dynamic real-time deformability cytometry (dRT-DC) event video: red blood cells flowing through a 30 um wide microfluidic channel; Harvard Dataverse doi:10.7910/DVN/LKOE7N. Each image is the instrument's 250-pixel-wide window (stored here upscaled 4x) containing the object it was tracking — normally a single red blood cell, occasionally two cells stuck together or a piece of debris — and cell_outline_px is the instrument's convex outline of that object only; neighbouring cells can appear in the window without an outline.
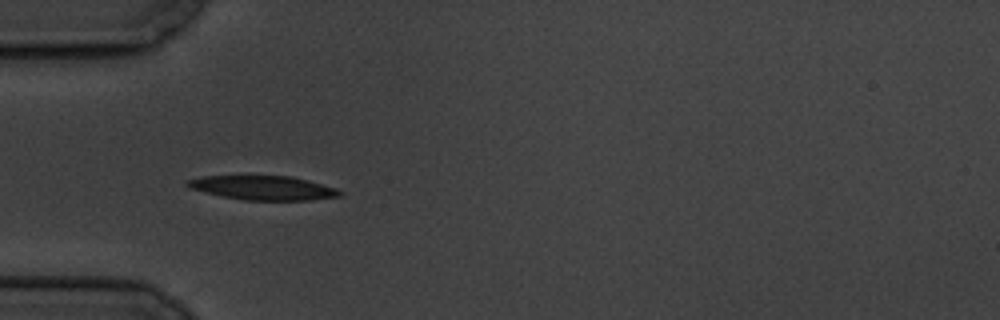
{"species": "common noctule bat (a hibernating species)", "species_latin": "Nyctalus noctula", "temperature_condition": "cold", "stored_images_in_passage": 7, "camera_frame_rate_fps": 3000, "um_per_image_px": 0.085, "animal": {"sex": "male", "body_mass_g": 19.5, "forearm_length_mm": 54.6}, "frame": {"image": 1, "passage_image": 6, "time_ms": 5.667, "image_size_px": [1000, 320], "cell_outline_px": [[344, 192], [340, 196], [312, 200], [244, 200], [224, 196], [192, 188], [184, 184], [188, 180], [204, 176], [248, 172], [292, 176], [308, 180], [336, 188]], "centroid_in_image_um": [22.37, 15.9], "position_along_channel_um": 62.6, "area_um2": 22.43}}
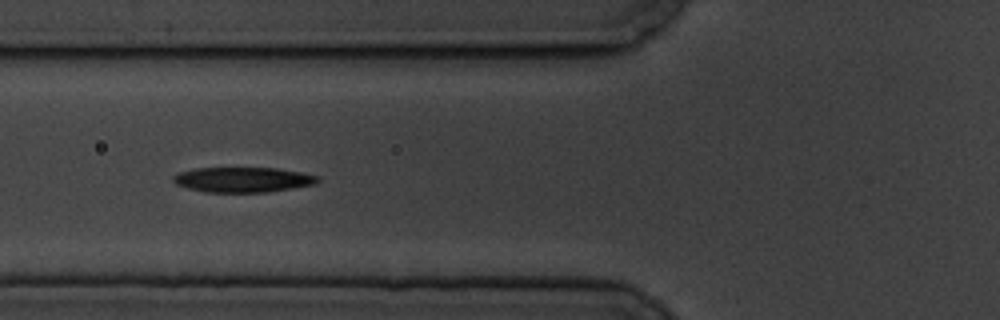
{"frame": {"image": 2, "passage_image": 7, "time_ms": 7.0, "image_size_px": [1000, 320], "cell_outline_px": [[320, 180], [316, 184], [268, 192], [204, 192], [188, 188], [176, 184], [172, 180], [172, 176], [180, 172], [192, 168], [276, 168], [300, 172], [320, 176]], "centroid_in_image_um": [20.64, 15.27], "position_along_channel_um": 105.2, "area_um2": 21.21}}